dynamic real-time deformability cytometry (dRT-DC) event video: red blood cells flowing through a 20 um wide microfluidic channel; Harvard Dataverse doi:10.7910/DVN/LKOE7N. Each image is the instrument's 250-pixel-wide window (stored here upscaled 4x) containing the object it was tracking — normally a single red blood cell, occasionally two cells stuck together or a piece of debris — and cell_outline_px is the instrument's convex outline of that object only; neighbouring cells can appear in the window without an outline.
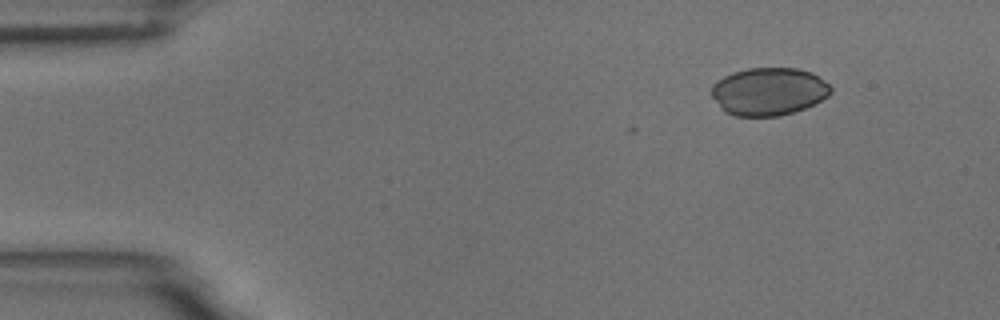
{"species": "common noctule bat (a hibernating species)", "species_latin": "Nyctalus noctula", "temperature_condition": "room temperature", "stored_images_in_passage": 4, "camera_frame_rate_fps": 3000, "um_per_image_px": 0.085, "animal": {"sex": "male", "body_mass_g": 18.8}, "frame": {"image": 1, "passage_image": 1, "time_ms": 0.0, "image_size_px": [1000, 320], "cell_outline_px": [[832, 92], [828, 96], [804, 108], [780, 116], [736, 116], [724, 112], [720, 108], [712, 96], [712, 84], [716, 80], [732, 72], [748, 68], [796, 68], [812, 72], [828, 84], [832, 88]], "centroid_in_image_um": [65.31, 7.77], "position_along_channel_um": 19.7, "area_um2": 33.23}}